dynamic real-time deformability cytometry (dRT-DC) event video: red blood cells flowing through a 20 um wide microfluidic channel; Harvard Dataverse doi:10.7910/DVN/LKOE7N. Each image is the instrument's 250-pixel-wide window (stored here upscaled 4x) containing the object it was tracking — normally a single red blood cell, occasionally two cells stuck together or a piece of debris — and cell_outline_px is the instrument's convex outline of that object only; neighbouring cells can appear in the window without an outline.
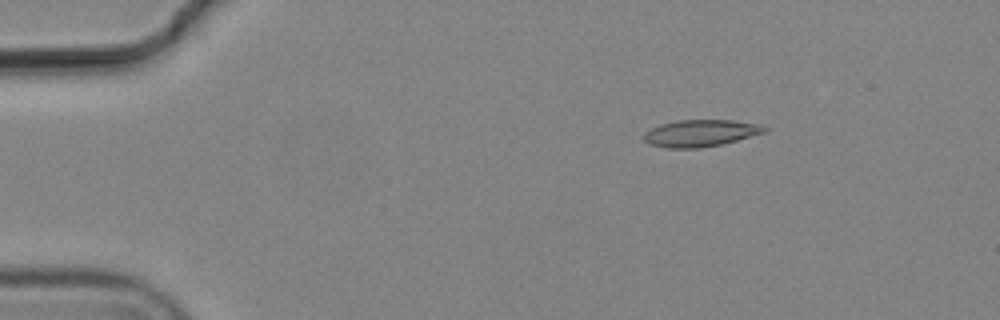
{"species": "common noctule bat (a hibernating species)", "species_latin": "Nyctalus noctula", "temperature_condition": "cold", "stored_images_in_passage": 3, "camera_frame_rate_fps": 3000, "um_per_image_px": 0.085, "animal": {"sex": "male", "body_mass_g": 19.2, "forearm_length_mm": 51.8}, "frame": {"image": 1, "passage_image": 1, "time_ms": 0.0, "image_size_px": [1000, 320], "cell_outline_px": [[768, 132], [720, 144], [700, 148], [668, 148], [648, 144], [644, 140], [644, 132], [660, 124], [676, 120], [732, 120], [760, 124], [768, 128]], "centroid_in_image_um": [59.55, 11.31], "position_along_channel_um": 25.5, "area_um2": 18.96}}